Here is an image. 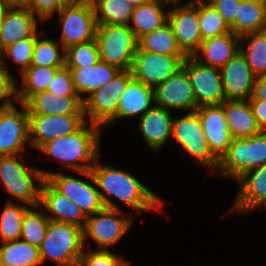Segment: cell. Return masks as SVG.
Masks as SVG:
<instances>
[{
	"label": "cell",
	"instance_id": "cell-43",
	"mask_svg": "<svg viewBox=\"0 0 266 266\" xmlns=\"http://www.w3.org/2000/svg\"><path fill=\"white\" fill-rule=\"evenodd\" d=\"M46 91L60 97L78 96L73 86L70 69H68L66 66L59 69L54 75L53 80L49 84Z\"/></svg>",
	"mask_w": 266,
	"mask_h": 266
},
{
	"label": "cell",
	"instance_id": "cell-15",
	"mask_svg": "<svg viewBox=\"0 0 266 266\" xmlns=\"http://www.w3.org/2000/svg\"><path fill=\"white\" fill-rule=\"evenodd\" d=\"M20 112L11 104L0 106V156L18 155L30 139L29 115L24 104Z\"/></svg>",
	"mask_w": 266,
	"mask_h": 266
},
{
	"label": "cell",
	"instance_id": "cell-32",
	"mask_svg": "<svg viewBox=\"0 0 266 266\" xmlns=\"http://www.w3.org/2000/svg\"><path fill=\"white\" fill-rule=\"evenodd\" d=\"M3 244L0 247V266H36L42 263L39 248L22 239Z\"/></svg>",
	"mask_w": 266,
	"mask_h": 266
},
{
	"label": "cell",
	"instance_id": "cell-36",
	"mask_svg": "<svg viewBox=\"0 0 266 266\" xmlns=\"http://www.w3.org/2000/svg\"><path fill=\"white\" fill-rule=\"evenodd\" d=\"M27 207L15 205L9 201L4 208L0 218V236L2 243L20 239L22 221Z\"/></svg>",
	"mask_w": 266,
	"mask_h": 266
},
{
	"label": "cell",
	"instance_id": "cell-24",
	"mask_svg": "<svg viewBox=\"0 0 266 266\" xmlns=\"http://www.w3.org/2000/svg\"><path fill=\"white\" fill-rule=\"evenodd\" d=\"M240 36L234 34L233 32L226 33L217 37H210L204 39L197 50L193 55L200 63L221 68L225 65L237 52L240 51ZM201 51L204 58L198 55V52Z\"/></svg>",
	"mask_w": 266,
	"mask_h": 266
},
{
	"label": "cell",
	"instance_id": "cell-40",
	"mask_svg": "<svg viewBox=\"0 0 266 266\" xmlns=\"http://www.w3.org/2000/svg\"><path fill=\"white\" fill-rule=\"evenodd\" d=\"M56 43L57 42L49 39L42 40L40 37H37L30 66L54 68L65 67V53L61 56L57 48L58 44Z\"/></svg>",
	"mask_w": 266,
	"mask_h": 266
},
{
	"label": "cell",
	"instance_id": "cell-6",
	"mask_svg": "<svg viewBox=\"0 0 266 266\" xmlns=\"http://www.w3.org/2000/svg\"><path fill=\"white\" fill-rule=\"evenodd\" d=\"M266 164V131L247 138H233L218 169L237 180L245 172Z\"/></svg>",
	"mask_w": 266,
	"mask_h": 266
},
{
	"label": "cell",
	"instance_id": "cell-12",
	"mask_svg": "<svg viewBox=\"0 0 266 266\" xmlns=\"http://www.w3.org/2000/svg\"><path fill=\"white\" fill-rule=\"evenodd\" d=\"M172 136L202 165L218 169L219 160L212 154L196 111L172 121Z\"/></svg>",
	"mask_w": 266,
	"mask_h": 266
},
{
	"label": "cell",
	"instance_id": "cell-45",
	"mask_svg": "<svg viewBox=\"0 0 266 266\" xmlns=\"http://www.w3.org/2000/svg\"><path fill=\"white\" fill-rule=\"evenodd\" d=\"M2 59H0V100L5 101L1 107L11 105L12 102L8 99L10 96L16 95V81L9 72L4 69Z\"/></svg>",
	"mask_w": 266,
	"mask_h": 266
},
{
	"label": "cell",
	"instance_id": "cell-23",
	"mask_svg": "<svg viewBox=\"0 0 266 266\" xmlns=\"http://www.w3.org/2000/svg\"><path fill=\"white\" fill-rule=\"evenodd\" d=\"M237 182L241 186L234 209L247 212L266 203V164L245 172Z\"/></svg>",
	"mask_w": 266,
	"mask_h": 266
},
{
	"label": "cell",
	"instance_id": "cell-18",
	"mask_svg": "<svg viewBox=\"0 0 266 266\" xmlns=\"http://www.w3.org/2000/svg\"><path fill=\"white\" fill-rule=\"evenodd\" d=\"M226 100H245L253 95L256 75L241 51L237 52L221 68Z\"/></svg>",
	"mask_w": 266,
	"mask_h": 266
},
{
	"label": "cell",
	"instance_id": "cell-5",
	"mask_svg": "<svg viewBox=\"0 0 266 266\" xmlns=\"http://www.w3.org/2000/svg\"><path fill=\"white\" fill-rule=\"evenodd\" d=\"M41 173L60 194L76 203L87 217L98 212L103 207L118 209L113 201L95 187L97 184L90 170L79 173L93 181L94 186L61 173L56 174L46 171H41Z\"/></svg>",
	"mask_w": 266,
	"mask_h": 266
},
{
	"label": "cell",
	"instance_id": "cell-39",
	"mask_svg": "<svg viewBox=\"0 0 266 266\" xmlns=\"http://www.w3.org/2000/svg\"><path fill=\"white\" fill-rule=\"evenodd\" d=\"M49 218L40 212L28 209L24 214L21 229V238L29 244L40 247L46 236Z\"/></svg>",
	"mask_w": 266,
	"mask_h": 266
},
{
	"label": "cell",
	"instance_id": "cell-49",
	"mask_svg": "<svg viewBox=\"0 0 266 266\" xmlns=\"http://www.w3.org/2000/svg\"><path fill=\"white\" fill-rule=\"evenodd\" d=\"M8 7H27L30 0H0Z\"/></svg>",
	"mask_w": 266,
	"mask_h": 266
},
{
	"label": "cell",
	"instance_id": "cell-51",
	"mask_svg": "<svg viewBox=\"0 0 266 266\" xmlns=\"http://www.w3.org/2000/svg\"><path fill=\"white\" fill-rule=\"evenodd\" d=\"M133 7H137L141 4L148 3L152 0H127Z\"/></svg>",
	"mask_w": 266,
	"mask_h": 266
},
{
	"label": "cell",
	"instance_id": "cell-37",
	"mask_svg": "<svg viewBox=\"0 0 266 266\" xmlns=\"http://www.w3.org/2000/svg\"><path fill=\"white\" fill-rule=\"evenodd\" d=\"M199 27L202 39L231 32L224 18L209 3L199 0Z\"/></svg>",
	"mask_w": 266,
	"mask_h": 266
},
{
	"label": "cell",
	"instance_id": "cell-19",
	"mask_svg": "<svg viewBox=\"0 0 266 266\" xmlns=\"http://www.w3.org/2000/svg\"><path fill=\"white\" fill-rule=\"evenodd\" d=\"M212 154L220 161L227 153L232 136L221 105L201 106L195 110Z\"/></svg>",
	"mask_w": 266,
	"mask_h": 266
},
{
	"label": "cell",
	"instance_id": "cell-35",
	"mask_svg": "<svg viewBox=\"0 0 266 266\" xmlns=\"http://www.w3.org/2000/svg\"><path fill=\"white\" fill-rule=\"evenodd\" d=\"M249 39L248 47L240 45V51L256 76L266 74V30L246 33L240 40Z\"/></svg>",
	"mask_w": 266,
	"mask_h": 266
},
{
	"label": "cell",
	"instance_id": "cell-38",
	"mask_svg": "<svg viewBox=\"0 0 266 266\" xmlns=\"http://www.w3.org/2000/svg\"><path fill=\"white\" fill-rule=\"evenodd\" d=\"M65 66L67 68H85L99 61V50L96 39L74 44L65 49Z\"/></svg>",
	"mask_w": 266,
	"mask_h": 266
},
{
	"label": "cell",
	"instance_id": "cell-46",
	"mask_svg": "<svg viewBox=\"0 0 266 266\" xmlns=\"http://www.w3.org/2000/svg\"><path fill=\"white\" fill-rule=\"evenodd\" d=\"M209 4L215 8L218 13L224 18L227 25L230 27L235 22V17L241 0H208Z\"/></svg>",
	"mask_w": 266,
	"mask_h": 266
},
{
	"label": "cell",
	"instance_id": "cell-26",
	"mask_svg": "<svg viewBox=\"0 0 266 266\" xmlns=\"http://www.w3.org/2000/svg\"><path fill=\"white\" fill-rule=\"evenodd\" d=\"M70 69L73 86L79 97L84 101L81 93L92 94L102 86L109 83L120 71L119 68L112 66L102 60L95 65L85 68H68Z\"/></svg>",
	"mask_w": 266,
	"mask_h": 266
},
{
	"label": "cell",
	"instance_id": "cell-47",
	"mask_svg": "<svg viewBox=\"0 0 266 266\" xmlns=\"http://www.w3.org/2000/svg\"><path fill=\"white\" fill-rule=\"evenodd\" d=\"M256 123L266 131V100H249Z\"/></svg>",
	"mask_w": 266,
	"mask_h": 266
},
{
	"label": "cell",
	"instance_id": "cell-9",
	"mask_svg": "<svg viewBox=\"0 0 266 266\" xmlns=\"http://www.w3.org/2000/svg\"><path fill=\"white\" fill-rule=\"evenodd\" d=\"M62 23L61 47L65 49L74 44L95 39L96 19L90 0L68 2L59 12Z\"/></svg>",
	"mask_w": 266,
	"mask_h": 266
},
{
	"label": "cell",
	"instance_id": "cell-34",
	"mask_svg": "<svg viewBox=\"0 0 266 266\" xmlns=\"http://www.w3.org/2000/svg\"><path fill=\"white\" fill-rule=\"evenodd\" d=\"M61 68L30 66L22 73L23 88L16 87L15 99L24 104L33 94L46 91Z\"/></svg>",
	"mask_w": 266,
	"mask_h": 266
},
{
	"label": "cell",
	"instance_id": "cell-41",
	"mask_svg": "<svg viewBox=\"0 0 266 266\" xmlns=\"http://www.w3.org/2000/svg\"><path fill=\"white\" fill-rule=\"evenodd\" d=\"M37 37H29L24 40L17 41L15 44L4 49L0 54L2 59L5 53L9 59H13L16 64H20L21 73H23L31 65L33 50Z\"/></svg>",
	"mask_w": 266,
	"mask_h": 266
},
{
	"label": "cell",
	"instance_id": "cell-21",
	"mask_svg": "<svg viewBox=\"0 0 266 266\" xmlns=\"http://www.w3.org/2000/svg\"><path fill=\"white\" fill-rule=\"evenodd\" d=\"M24 105L28 115L84 116V102L79 96L60 97L43 91L33 94Z\"/></svg>",
	"mask_w": 266,
	"mask_h": 266
},
{
	"label": "cell",
	"instance_id": "cell-1",
	"mask_svg": "<svg viewBox=\"0 0 266 266\" xmlns=\"http://www.w3.org/2000/svg\"><path fill=\"white\" fill-rule=\"evenodd\" d=\"M86 124L88 123L86 122L77 132L71 135L46 142L39 150L60 159L64 166L77 172L91 170L99 157L101 127L91 124V129Z\"/></svg>",
	"mask_w": 266,
	"mask_h": 266
},
{
	"label": "cell",
	"instance_id": "cell-44",
	"mask_svg": "<svg viewBox=\"0 0 266 266\" xmlns=\"http://www.w3.org/2000/svg\"><path fill=\"white\" fill-rule=\"evenodd\" d=\"M67 3L66 0H30L26 8L42 21L49 19L55 11L58 13Z\"/></svg>",
	"mask_w": 266,
	"mask_h": 266
},
{
	"label": "cell",
	"instance_id": "cell-29",
	"mask_svg": "<svg viewBox=\"0 0 266 266\" xmlns=\"http://www.w3.org/2000/svg\"><path fill=\"white\" fill-rule=\"evenodd\" d=\"M230 30L238 36L266 30V0H241Z\"/></svg>",
	"mask_w": 266,
	"mask_h": 266
},
{
	"label": "cell",
	"instance_id": "cell-53",
	"mask_svg": "<svg viewBox=\"0 0 266 266\" xmlns=\"http://www.w3.org/2000/svg\"><path fill=\"white\" fill-rule=\"evenodd\" d=\"M67 2H84V1H87V0H66Z\"/></svg>",
	"mask_w": 266,
	"mask_h": 266
},
{
	"label": "cell",
	"instance_id": "cell-30",
	"mask_svg": "<svg viewBox=\"0 0 266 266\" xmlns=\"http://www.w3.org/2000/svg\"><path fill=\"white\" fill-rule=\"evenodd\" d=\"M168 2L163 0H152L148 3L134 7L131 19L133 26L129 25L137 39L145 34L151 33L162 26L168 20V13H164L162 6Z\"/></svg>",
	"mask_w": 266,
	"mask_h": 266
},
{
	"label": "cell",
	"instance_id": "cell-31",
	"mask_svg": "<svg viewBox=\"0 0 266 266\" xmlns=\"http://www.w3.org/2000/svg\"><path fill=\"white\" fill-rule=\"evenodd\" d=\"M138 47L147 52L170 56H187L178 46L176 37L167 20L162 26L139 39Z\"/></svg>",
	"mask_w": 266,
	"mask_h": 266
},
{
	"label": "cell",
	"instance_id": "cell-28",
	"mask_svg": "<svg viewBox=\"0 0 266 266\" xmlns=\"http://www.w3.org/2000/svg\"><path fill=\"white\" fill-rule=\"evenodd\" d=\"M152 102H155L154 88L133 78L120 97L117 115L105 127L119 117L140 113H142L140 116H143L153 107L151 106Z\"/></svg>",
	"mask_w": 266,
	"mask_h": 266
},
{
	"label": "cell",
	"instance_id": "cell-25",
	"mask_svg": "<svg viewBox=\"0 0 266 266\" xmlns=\"http://www.w3.org/2000/svg\"><path fill=\"white\" fill-rule=\"evenodd\" d=\"M225 100L221 106L232 138H247L258 134V127L249 100Z\"/></svg>",
	"mask_w": 266,
	"mask_h": 266
},
{
	"label": "cell",
	"instance_id": "cell-50",
	"mask_svg": "<svg viewBox=\"0 0 266 266\" xmlns=\"http://www.w3.org/2000/svg\"><path fill=\"white\" fill-rule=\"evenodd\" d=\"M8 8H9L8 6H6L4 3L0 1V32H1V27L3 25V19L5 17Z\"/></svg>",
	"mask_w": 266,
	"mask_h": 266
},
{
	"label": "cell",
	"instance_id": "cell-22",
	"mask_svg": "<svg viewBox=\"0 0 266 266\" xmlns=\"http://www.w3.org/2000/svg\"><path fill=\"white\" fill-rule=\"evenodd\" d=\"M37 37V23L26 7H9L0 32V54L17 41Z\"/></svg>",
	"mask_w": 266,
	"mask_h": 266
},
{
	"label": "cell",
	"instance_id": "cell-52",
	"mask_svg": "<svg viewBox=\"0 0 266 266\" xmlns=\"http://www.w3.org/2000/svg\"><path fill=\"white\" fill-rule=\"evenodd\" d=\"M166 1L168 3H174L175 5L177 4L178 0H163Z\"/></svg>",
	"mask_w": 266,
	"mask_h": 266
},
{
	"label": "cell",
	"instance_id": "cell-10",
	"mask_svg": "<svg viewBox=\"0 0 266 266\" xmlns=\"http://www.w3.org/2000/svg\"><path fill=\"white\" fill-rule=\"evenodd\" d=\"M182 67L189 75L198 107L221 105L226 100L219 68L202 64L194 56H187Z\"/></svg>",
	"mask_w": 266,
	"mask_h": 266
},
{
	"label": "cell",
	"instance_id": "cell-17",
	"mask_svg": "<svg viewBox=\"0 0 266 266\" xmlns=\"http://www.w3.org/2000/svg\"><path fill=\"white\" fill-rule=\"evenodd\" d=\"M154 98L156 106L167 111L172 108L194 112L198 108L189 75L183 67L154 88Z\"/></svg>",
	"mask_w": 266,
	"mask_h": 266
},
{
	"label": "cell",
	"instance_id": "cell-2",
	"mask_svg": "<svg viewBox=\"0 0 266 266\" xmlns=\"http://www.w3.org/2000/svg\"><path fill=\"white\" fill-rule=\"evenodd\" d=\"M90 171L96 186L119 198L130 207L139 210H160V206L162 207V201L156 194L145 187L131 173L109 166H100L96 162Z\"/></svg>",
	"mask_w": 266,
	"mask_h": 266
},
{
	"label": "cell",
	"instance_id": "cell-11",
	"mask_svg": "<svg viewBox=\"0 0 266 266\" xmlns=\"http://www.w3.org/2000/svg\"><path fill=\"white\" fill-rule=\"evenodd\" d=\"M186 57L156 54L143 51L138 47L130 69L132 77L148 87L156 88L182 67Z\"/></svg>",
	"mask_w": 266,
	"mask_h": 266
},
{
	"label": "cell",
	"instance_id": "cell-48",
	"mask_svg": "<svg viewBox=\"0 0 266 266\" xmlns=\"http://www.w3.org/2000/svg\"><path fill=\"white\" fill-rule=\"evenodd\" d=\"M249 100H266V74L256 76L253 95Z\"/></svg>",
	"mask_w": 266,
	"mask_h": 266
},
{
	"label": "cell",
	"instance_id": "cell-42",
	"mask_svg": "<svg viewBox=\"0 0 266 266\" xmlns=\"http://www.w3.org/2000/svg\"><path fill=\"white\" fill-rule=\"evenodd\" d=\"M127 264L121 257L109 250L98 249L95 252H82L77 266H126Z\"/></svg>",
	"mask_w": 266,
	"mask_h": 266
},
{
	"label": "cell",
	"instance_id": "cell-33",
	"mask_svg": "<svg viewBox=\"0 0 266 266\" xmlns=\"http://www.w3.org/2000/svg\"><path fill=\"white\" fill-rule=\"evenodd\" d=\"M90 1L94 8L97 25H130L129 21L134 7L127 0Z\"/></svg>",
	"mask_w": 266,
	"mask_h": 266
},
{
	"label": "cell",
	"instance_id": "cell-8",
	"mask_svg": "<svg viewBox=\"0 0 266 266\" xmlns=\"http://www.w3.org/2000/svg\"><path fill=\"white\" fill-rule=\"evenodd\" d=\"M132 79L131 70H120L109 83L84 97L85 120L89 114L90 124L104 128L117 115L120 97Z\"/></svg>",
	"mask_w": 266,
	"mask_h": 266
},
{
	"label": "cell",
	"instance_id": "cell-3",
	"mask_svg": "<svg viewBox=\"0 0 266 266\" xmlns=\"http://www.w3.org/2000/svg\"><path fill=\"white\" fill-rule=\"evenodd\" d=\"M83 247V228L71 223L50 221L39 253L42 263L49 258L61 266H77Z\"/></svg>",
	"mask_w": 266,
	"mask_h": 266
},
{
	"label": "cell",
	"instance_id": "cell-14",
	"mask_svg": "<svg viewBox=\"0 0 266 266\" xmlns=\"http://www.w3.org/2000/svg\"><path fill=\"white\" fill-rule=\"evenodd\" d=\"M121 210L103 207L87 217L83 228L84 240L89 237L97 242L98 249L108 250L122 238L132 224V220L120 218ZM95 215V216H94Z\"/></svg>",
	"mask_w": 266,
	"mask_h": 266
},
{
	"label": "cell",
	"instance_id": "cell-27",
	"mask_svg": "<svg viewBox=\"0 0 266 266\" xmlns=\"http://www.w3.org/2000/svg\"><path fill=\"white\" fill-rule=\"evenodd\" d=\"M172 121L170 112L156 105L141 116L142 135L155 152L172 136Z\"/></svg>",
	"mask_w": 266,
	"mask_h": 266
},
{
	"label": "cell",
	"instance_id": "cell-13",
	"mask_svg": "<svg viewBox=\"0 0 266 266\" xmlns=\"http://www.w3.org/2000/svg\"><path fill=\"white\" fill-rule=\"evenodd\" d=\"M169 25L178 46L187 56H193L203 39L199 23V0H194L168 12Z\"/></svg>",
	"mask_w": 266,
	"mask_h": 266
},
{
	"label": "cell",
	"instance_id": "cell-7",
	"mask_svg": "<svg viewBox=\"0 0 266 266\" xmlns=\"http://www.w3.org/2000/svg\"><path fill=\"white\" fill-rule=\"evenodd\" d=\"M18 155L0 156V179L3 187L14 198L30 206L40 207V188L33 183L32 177L43 181L41 170L28 168L17 160Z\"/></svg>",
	"mask_w": 266,
	"mask_h": 266
},
{
	"label": "cell",
	"instance_id": "cell-20",
	"mask_svg": "<svg viewBox=\"0 0 266 266\" xmlns=\"http://www.w3.org/2000/svg\"><path fill=\"white\" fill-rule=\"evenodd\" d=\"M40 188V209L41 204L55 216H47L50 221L60 223H71L85 227L87 216L79 206L66 196L60 194L46 179Z\"/></svg>",
	"mask_w": 266,
	"mask_h": 266
},
{
	"label": "cell",
	"instance_id": "cell-4",
	"mask_svg": "<svg viewBox=\"0 0 266 266\" xmlns=\"http://www.w3.org/2000/svg\"><path fill=\"white\" fill-rule=\"evenodd\" d=\"M99 60L120 70H130L139 40L129 25H97Z\"/></svg>",
	"mask_w": 266,
	"mask_h": 266
},
{
	"label": "cell",
	"instance_id": "cell-16",
	"mask_svg": "<svg viewBox=\"0 0 266 266\" xmlns=\"http://www.w3.org/2000/svg\"><path fill=\"white\" fill-rule=\"evenodd\" d=\"M86 122L84 116L29 115L30 144L39 149L50 140L77 132Z\"/></svg>",
	"mask_w": 266,
	"mask_h": 266
}]
</instances>
